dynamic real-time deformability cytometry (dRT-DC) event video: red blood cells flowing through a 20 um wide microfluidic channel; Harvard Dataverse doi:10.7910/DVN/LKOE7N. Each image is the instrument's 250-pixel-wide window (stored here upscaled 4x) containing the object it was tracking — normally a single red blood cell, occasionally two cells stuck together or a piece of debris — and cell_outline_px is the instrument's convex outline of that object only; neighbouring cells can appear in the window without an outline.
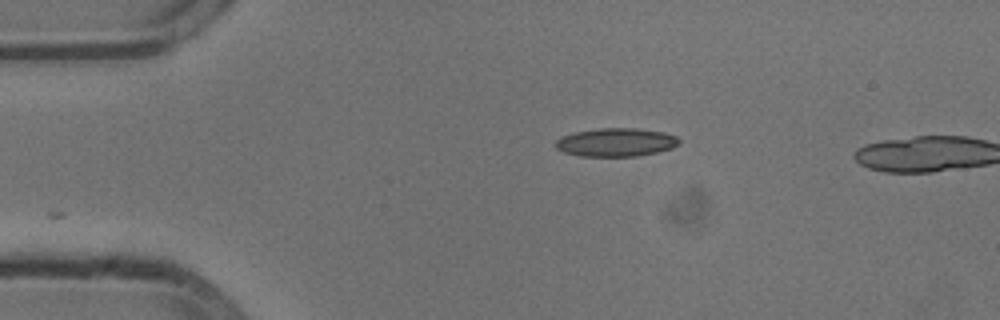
{"species": "common noctule bat (a hibernating species)", "species_latin": "Nyctalus noctula", "temperature_condition": "cold", "stored_images_in_passage": 2, "camera_frame_rate_fps": 3000, "um_per_image_px": 0.085, "animal": {"sex": "male", "body_mass_g": 13.3}, "frame": {"image": 1, "passage_image": 1, "time_ms": 0.0, "image_size_px": [1000, 320], "cell_outline_px": [[680, 144], [672, 148], [656, 152], [636, 156], [580, 156], [564, 152], [556, 148], [556, 140], [560, 136], [572, 132], [600, 128], [636, 128], [664, 132], [676, 136], [680, 140]], "centroid_in_image_um": [52.35, 12.09], "position_along_channel_um": 32.7, "area_um2": 20.52}}